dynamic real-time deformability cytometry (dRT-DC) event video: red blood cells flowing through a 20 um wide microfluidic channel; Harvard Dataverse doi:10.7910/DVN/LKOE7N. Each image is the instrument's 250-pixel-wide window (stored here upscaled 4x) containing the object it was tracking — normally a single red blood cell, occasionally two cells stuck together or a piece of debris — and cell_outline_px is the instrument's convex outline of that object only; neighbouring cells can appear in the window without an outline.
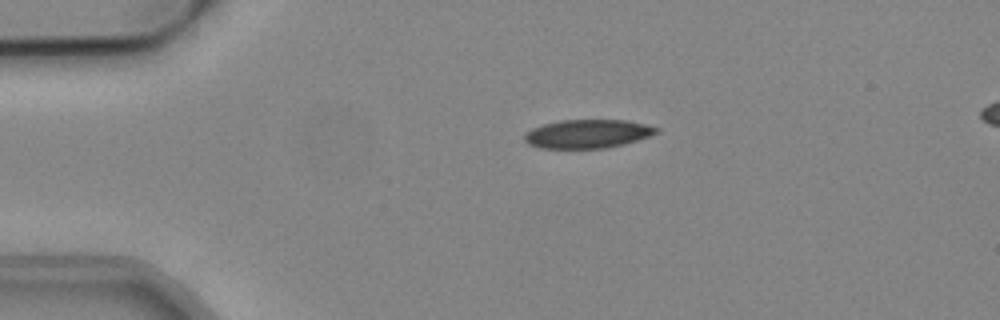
{"species": "common noctule bat (a hibernating species)", "species_latin": "Nyctalus noctula", "temperature_condition": "cold", "stored_images_in_passage": 43, "camera_frame_rate_fps": 3000, "um_per_image_px": 0.085, "animal": {"sex": "male", "body_mass_g": 19.2, "forearm_length_mm": 51.8}, "frame": {"image": 1, "passage_image": 1, "time_ms": 0.0, "image_size_px": [1000, 320], "cell_outline_px": [[660, 132], [624, 144], [604, 148], [540, 148], [528, 144], [524, 140], [524, 136], [532, 128], [544, 124], [560, 120], [624, 120], [644, 124], [660, 128]], "centroid_in_image_um": [49.94, 11.37], "position_along_channel_um": 35.1, "area_um2": 21.85}}
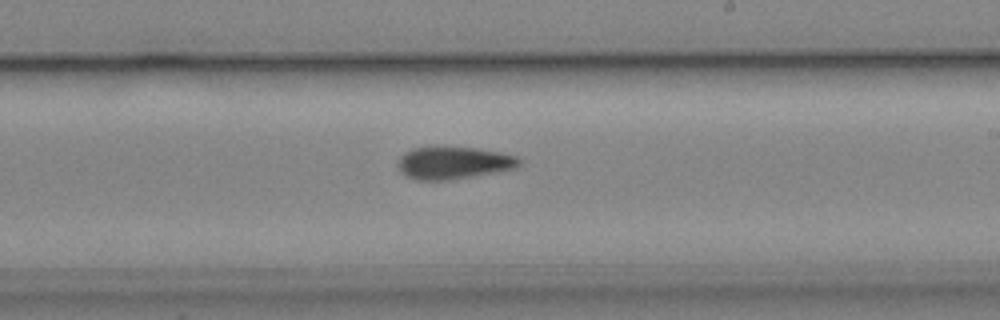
{"frame": {"image": 2, "passage_image": 21, "time_ms": 6.667, "image_size_px": [1000, 320], "cell_outline_px": [[520, 164], [516, 168], [448, 180], [416, 180], [404, 176], [400, 172], [396, 164], [400, 156], [404, 152], [412, 148], [476, 148], [500, 152], [516, 156], [520, 160]], "centroid_in_image_um": [38.49, 13.86], "position_along_channel_um": 250.5, "area_um2": 22.66}}
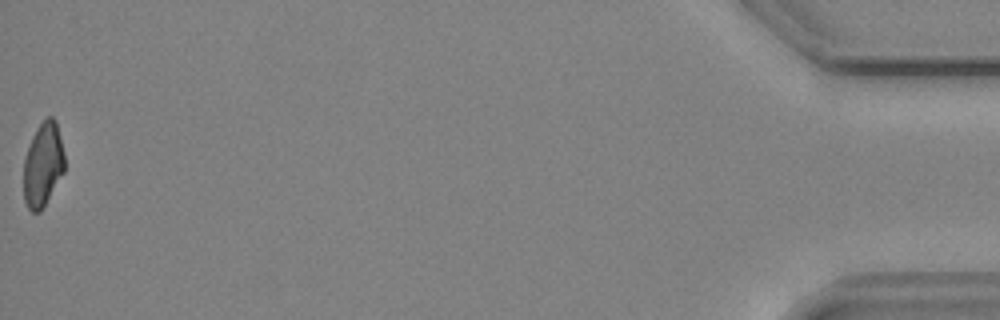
{"frame": {"image": 3, "passage_image": 43, "time_ms": 14.0, "image_size_px": [1000, 320], "cell_outline_px": [[64, 172], [40, 212], [32, 212], [28, 208], [24, 200], [24, 160], [32, 136], [36, 128], [48, 116], [52, 116], [56, 120], [64, 152]], "centroid_in_image_um": [3.66, 13.98], "position_along_channel_um": 431.5, "area_um2": 19.94}, "authors_computed_cell_mechanics": {"area_um2": 22.3108, "velocity_mm_per_s": 3.8459, "shape_relaxation_time_tau1_ms": null, "shape_relaxation_time_tau2_ms": 6.9476, "deformation_change_tau1": null, "deformation_change_tau2": 0.1512}}